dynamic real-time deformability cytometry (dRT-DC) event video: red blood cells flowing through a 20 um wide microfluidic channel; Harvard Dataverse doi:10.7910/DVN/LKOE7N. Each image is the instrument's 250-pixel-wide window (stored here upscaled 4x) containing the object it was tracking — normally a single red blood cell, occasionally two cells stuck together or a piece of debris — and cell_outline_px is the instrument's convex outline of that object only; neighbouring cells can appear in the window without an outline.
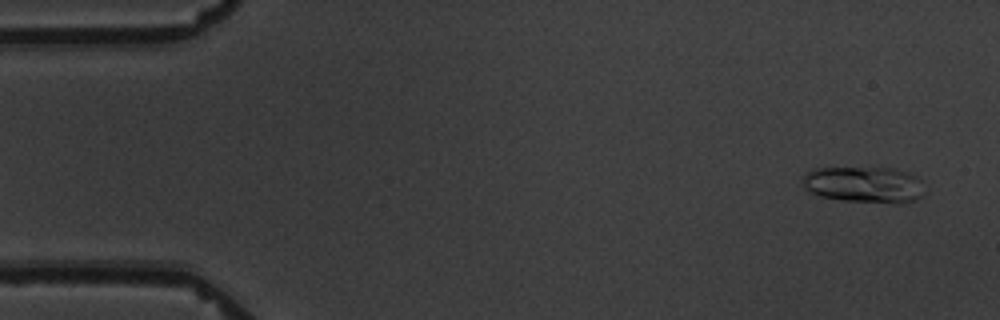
{"species": "common noctule bat (a hibernating species)", "species_latin": "Nyctalus noctula", "temperature_condition": "warm", "stored_images_in_passage": 6, "camera_frame_rate_fps": 3000, "um_per_image_px": 0.085, "animal": {"sex": "male", "body_mass_g": 19.5, "forearm_length_mm": 54.6}, "frame": {"image": 1, "passage_image": 1, "time_ms": 0.0, "image_size_px": [1000, 320], "cell_outline_px": [[924, 196], [916, 200], [900, 204], [896, 204], [840, 200], [820, 196], [804, 188], [800, 176], [812, 168], [892, 168], [908, 172], [916, 176], [920, 180]], "centroid_in_image_um": [73.44, 15.7], "position_along_channel_um": 11.6, "area_um2": 26.18}}